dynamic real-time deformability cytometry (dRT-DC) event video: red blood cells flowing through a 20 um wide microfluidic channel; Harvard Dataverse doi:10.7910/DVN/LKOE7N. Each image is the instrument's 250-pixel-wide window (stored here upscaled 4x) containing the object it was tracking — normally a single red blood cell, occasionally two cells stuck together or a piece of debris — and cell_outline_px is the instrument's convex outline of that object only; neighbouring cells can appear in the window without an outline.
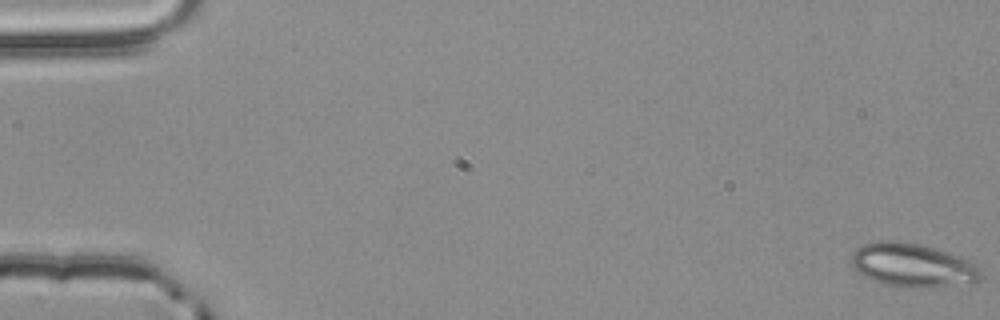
{"species": "common noctule bat (a hibernating species)", "species_latin": "Nyctalus noctula", "temperature_condition": "room temperature", "stored_images_in_passage": 55, "camera_frame_rate_fps": 3000, "um_per_image_px": 0.085, "animal": {"sex": "male", "body_mass_g": 20.4}, "frame": {"image": 1, "passage_image": 1, "time_ms": 0.0, "image_size_px": [1000, 320], "cell_outline_px": [[980, 280], [972, 284], [896, 288], [864, 276], [856, 272], [852, 264], [852, 252], [856, 248], [864, 244], [880, 240], [900, 240], [920, 244], [960, 256], [976, 264], [980, 276]], "centroid_in_image_um": [77.54, 22.53], "position_along_channel_um": 7.5, "area_um2": 32.95}}
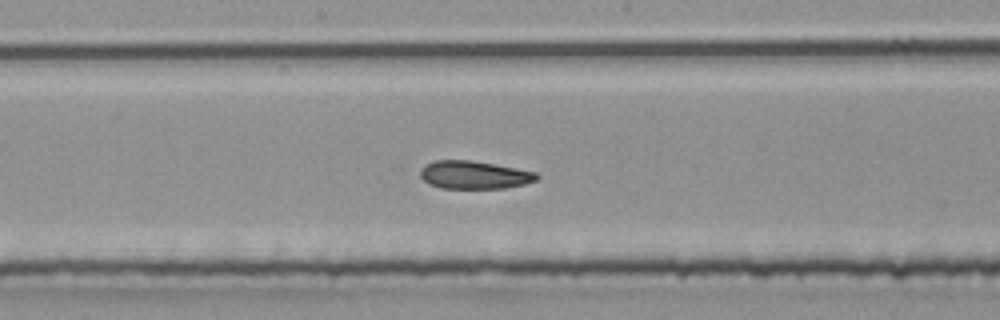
{"frame": {"image": 2, "passage_image": 30, "time_ms": 9.667, "image_size_px": [1000, 320], "cell_outline_px": [[540, 176], [536, 180], [524, 184], [504, 188], [440, 188], [428, 184], [420, 176], [420, 168], [424, 164], [436, 160], [468, 160], [492, 164], [536, 172]], "centroid_in_image_um": [40.26, 14.87], "position_along_channel_um": 207.9, "area_um2": 18.9}}
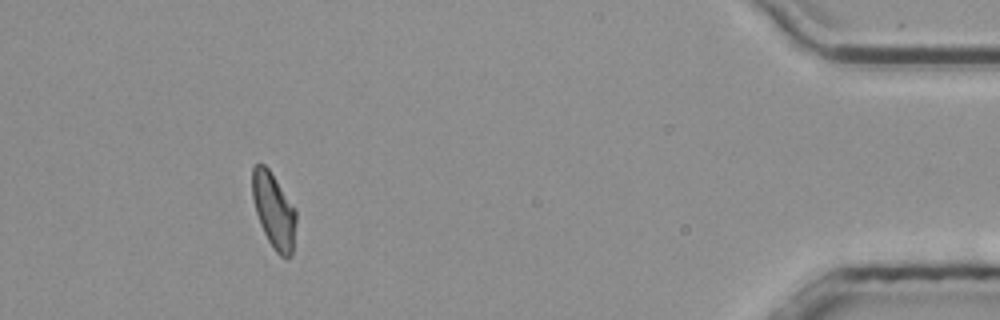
{"frame": {"image": 3, "passage_image": 51, "time_ms": 16.667, "image_size_px": [1000, 320], "cell_outline_px": [[296, 224], [292, 252], [288, 260], [284, 260], [272, 248], [260, 224], [256, 212], [252, 196], [252, 168], [256, 164], [264, 164], [268, 168], [296, 208]], "centroid_in_image_um": [23.28, 17.93], "position_along_channel_um": 411.9, "area_um2": 19.36}, "authors_computed_cell_mechanics": {"area_um2": 19.7098, "velocity_mm_per_s": 3.8428, "shape_relaxation_time_tau1_ms": 7.7243, "shape_relaxation_time_tau2_ms": 3.5931, "deformation_change_tau1": 0.1757, "deformation_change_tau2": 0.1046}}